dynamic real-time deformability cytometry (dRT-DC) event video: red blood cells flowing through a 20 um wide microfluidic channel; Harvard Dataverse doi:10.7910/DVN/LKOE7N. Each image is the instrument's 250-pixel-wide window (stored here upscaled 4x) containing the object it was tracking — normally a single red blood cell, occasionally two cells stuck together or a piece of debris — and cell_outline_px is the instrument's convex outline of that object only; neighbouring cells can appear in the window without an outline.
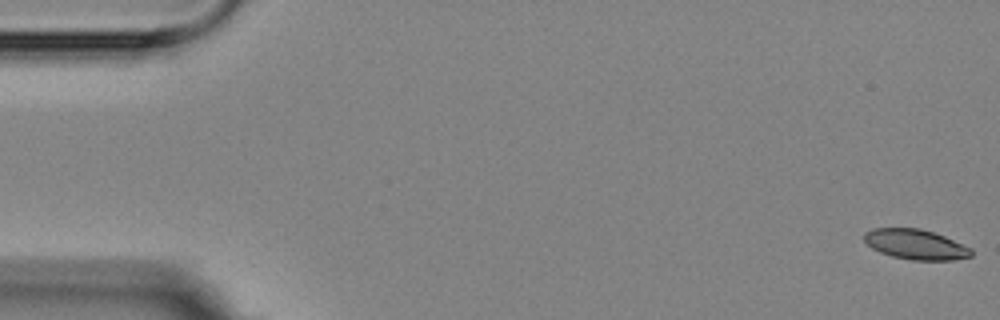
{"species": "Egyptian fruit bat (a non-hibernating species)", "species_latin": "Rousettus aegyptiacus", "temperature_condition": "room temperature", "stored_images_in_passage": 17, "camera_frame_rate_fps": 3000, "um_per_image_px": 0.085, "animal": {"sex": "female"}, "frame": {"image": 1, "passage_image": 1, "time_ms": 0.0, "image_size_px": [1000, 320], "cell_outline_px": [[972, 256], [952, 260], [912, 260], [892, 256], [880, 252], [872, 248], [864, 240], [864, 232], [872, 228], [920, 228], [944, 236], [972, 248]], "centroid_in_image_um": [77.82, 20.77], "position_along_channel_um": 7.2, "area_um2": 18.73}}
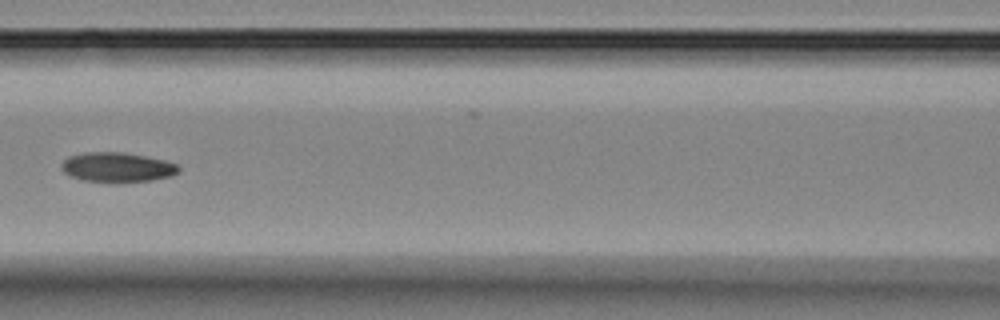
{"frame": {"image": 2, "passage_image": 8, "time_ms": 8.0, "image_size_px": [1000, 320], "cell_outline_px": [[180, 172], [172, 176], [152, 180], [84, 180], [68, 176], [60, 168], [60, 164], [68, 156], [84, 152], [124, 152], [168, 160], [180, 164]], "centroid_in_image_um": [10.0, 14.17], "position_along_channel_um": 156.6, "area_um2": 20.11}}
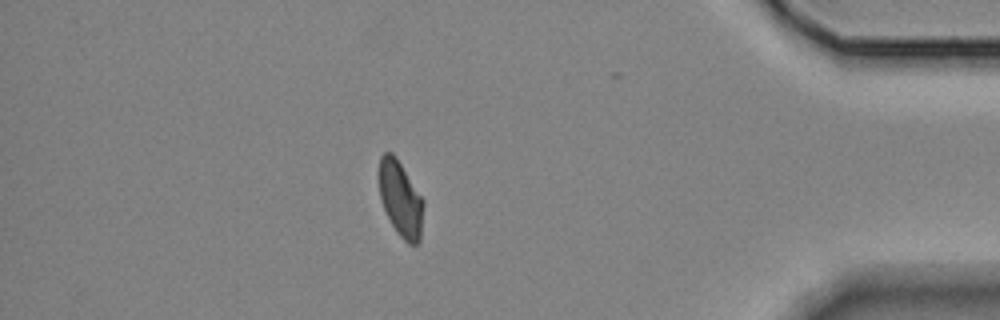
{"frame": {"image": 3, "passage_image": 15, "time_ms": 16.0, "image_size_px": [1000, 320], "cell_outline_px": [[424, 204], [420, 240], [416, 244], [408, 244], [396, 232], [384, 208], [380, 196], [380, 156], [384, 152], [392, 152], [396, 156], [424, 200]], "centroid_in_image_um": [34.07, 16.91], "position_along_channel_um": 401.1, "area_um2": 19.36}, "authors_computed_cell_mechanics": {"area_um2": 20.0566, "velocity_mm_per_s": 3.5738, "shape_relaxation_time_tau1_ms": null, "shape_relaxation_time_tau2_ms": 4.4673, "deformation_change_tau1": null, "deformation_change_tau2": 0.0652}}